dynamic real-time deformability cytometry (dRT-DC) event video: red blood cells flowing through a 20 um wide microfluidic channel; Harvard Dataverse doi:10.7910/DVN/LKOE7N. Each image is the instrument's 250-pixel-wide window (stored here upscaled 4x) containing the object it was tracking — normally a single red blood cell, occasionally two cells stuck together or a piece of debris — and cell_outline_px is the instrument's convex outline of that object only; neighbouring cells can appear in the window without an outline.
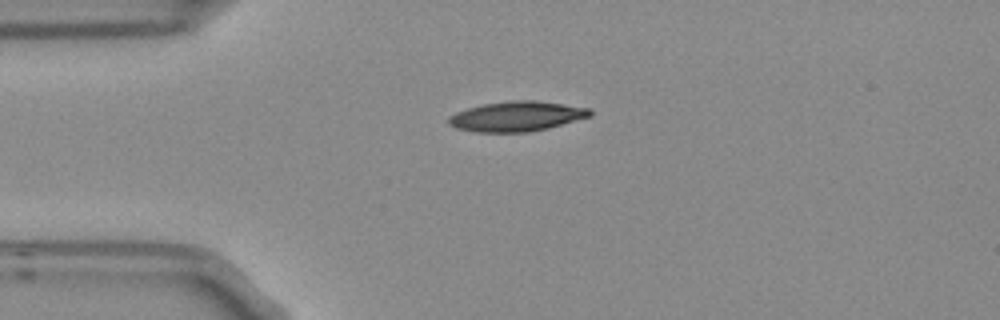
{"species": "Egyptian fruit bat (a non-hibernating species)", "species_latin": "Rousettus aegyptiacus", "temperature_condition": "room temperature", "stored_images_in_passage": 4, "camera_frame_rate_fps": 3000, "um_per_image_px": 0.085, "frame": {"image": 1, "passage_image": 1, "time_ms": 0.0, "image_size_px": [1000, 320], "cell_outline_px": [[592, 116], [548, 128], [528, 132], [476, 132], [456, 128], [448, 124], [448, 116], [456, 112], [468, 108], [484, 104], [512, 100], [536, 100], [588, 108], [592, 112]], "centroid_in_image_um": [43.9, 9.89], "position_along_channel_um": 41.1, "area_um2": 24.62}}